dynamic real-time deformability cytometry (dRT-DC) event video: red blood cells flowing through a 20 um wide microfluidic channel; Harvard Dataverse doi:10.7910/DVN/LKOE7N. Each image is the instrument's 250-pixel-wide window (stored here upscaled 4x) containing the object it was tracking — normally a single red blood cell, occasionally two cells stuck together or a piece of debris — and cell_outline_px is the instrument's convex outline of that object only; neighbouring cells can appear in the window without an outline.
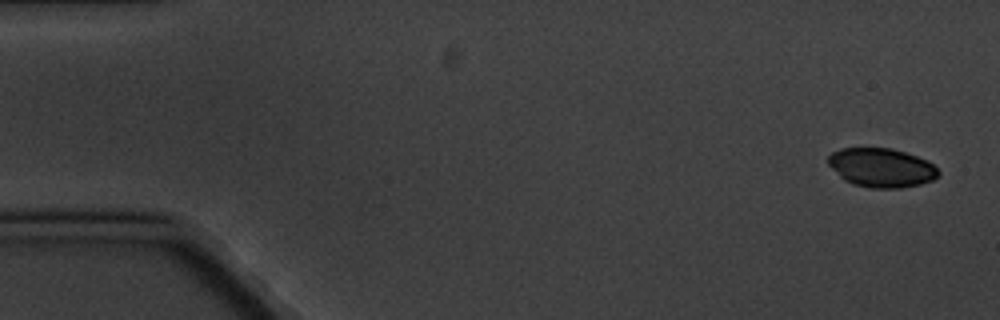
{"species": "common noctule bat (a hibernating species)", "species_latin": "Nyctalus noctula", "temperature_condition": "cold", "stored_images_in_passage": 6, "camera_frame_rate_fps": 3000, "um_per_image_px": 0.085, "animal": {"sex": "male", "body_mass_g": 20.1, "forearm_length_mm": 53.5}, "frame": {"image": 1, "passage_image": 1, "time_ms": 0.0, "image_size_px": [1000, 320], "cell_outline_px": [[940, 176], [932, 180], [920, 184], [900, 188], [868, 188], [852, 184], [844, 180], [828, 164], [828, 156], [832, 152], [840, 148], [892, 148], [928, 160], [940, 172]], "centroid_in_image_um": [74.92, 14.26], "position_along_channel_um": 10.1, "area_um2": 25.14}}
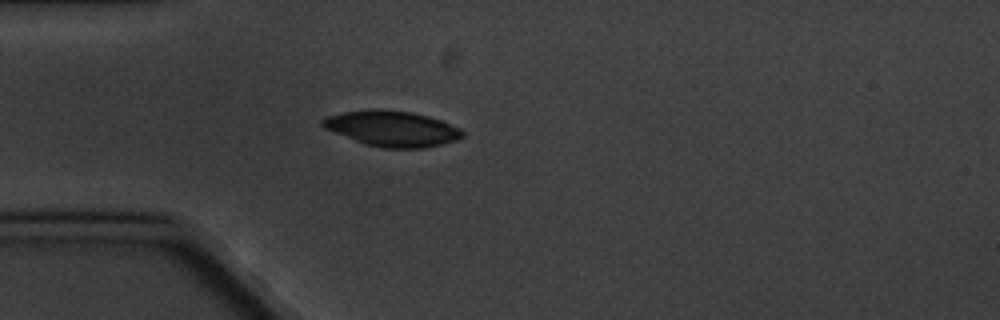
{"frame": {"image": 2, "passage_image": 5, "time_ms": 4.667, "image_size_px": [1000, 320], "cell_outline_px": [[464, 136], [456, 140], [424, 148], [384, 148], [364, 144], [324, 128], [320, 124], [320, 120], [328, 116], [344, 112], [372, 108], [380, 108], [412, 112], [428, 116], [440, 120], [460, 128], [464, 132]], "centroid_in_image_um": [33.31, 10.92], "position_along_channel_um": 51.7, "area_um2": 29.07}}